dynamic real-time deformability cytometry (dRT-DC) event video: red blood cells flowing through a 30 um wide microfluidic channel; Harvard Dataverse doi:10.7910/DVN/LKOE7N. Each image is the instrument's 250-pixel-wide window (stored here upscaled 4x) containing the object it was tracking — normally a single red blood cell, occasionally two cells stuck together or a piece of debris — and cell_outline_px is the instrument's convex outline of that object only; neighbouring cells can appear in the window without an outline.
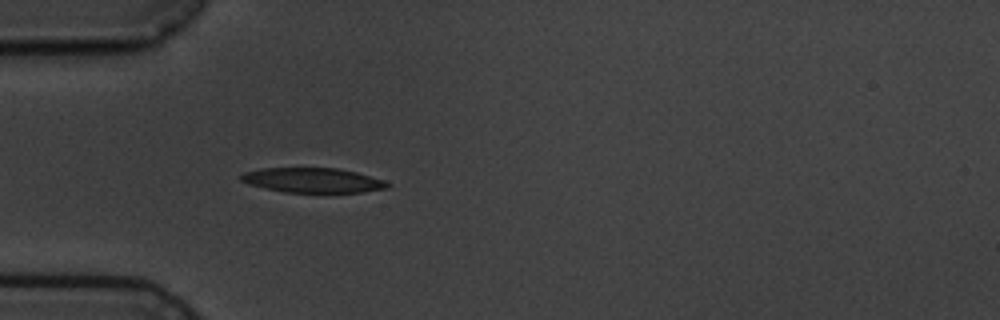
{"species": "common noctule bat (a hibernating species)", "species_latin": "Nyctalus noctula", "temperature_condition": "cold", "stored_images_in_passage": 4, "camera_frame_rate_fps": 3000, "um_per_image_px": 0.085, "animal": {"sex": "male", "body_mass_g": 19.5, "forearm_length_mm": 54.6}, "frame": {"image": 1, "passage_image": 4, "time_ms": 3.667, "image_size_px": [1000, 320], "cell_outline_px": [[392, 184], [388, 188], [364, 192], [284, 192], [264, 188], [248, 184], [240, 180], [240, 176], [244, 172], [260, 168], [336, 168], [356, 172], [384, 180]], "centroid_in_image_um": [26.58, 15.32], "position_along_channel_um": 58.4, "area_um2": 21.15}}